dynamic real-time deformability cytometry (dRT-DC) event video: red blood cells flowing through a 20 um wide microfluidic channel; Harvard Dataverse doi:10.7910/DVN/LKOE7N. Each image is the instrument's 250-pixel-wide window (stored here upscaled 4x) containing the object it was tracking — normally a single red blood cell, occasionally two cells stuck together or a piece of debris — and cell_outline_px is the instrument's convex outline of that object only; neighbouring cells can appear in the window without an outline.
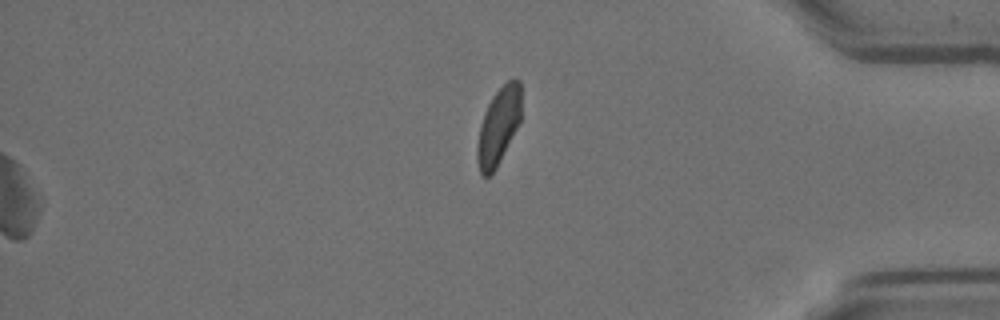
{"species": "Egyptian fruit bat (a non-hibernating species)", "species_latin": "Rousettus aegyptiacus", "temperature_condition": "room temperature", "stored_images_in_passage": 42, "segment_of_instrument_passage": [2, 2], "camera_frame_rate_fps": 3000, "um_per_image_px": 0.085, "animal": {"sex": "female"}, "frame": {"image": 1, "passage_image": 42, "time_ms": 13.667, "image_size_px": [1000, 320], "cell_outline_px": [[520, 120], [496, 168], [488, 176], [484, 176], [480, 172], [476, 160], [476, 148], [480, 124], [484, 112], [492, 96], [508, 80], [520, 80]], "centroid_in_image_um": [42.34, 10.73], "position_along_channel_um": 392.9, "area_um2": 19.36}}